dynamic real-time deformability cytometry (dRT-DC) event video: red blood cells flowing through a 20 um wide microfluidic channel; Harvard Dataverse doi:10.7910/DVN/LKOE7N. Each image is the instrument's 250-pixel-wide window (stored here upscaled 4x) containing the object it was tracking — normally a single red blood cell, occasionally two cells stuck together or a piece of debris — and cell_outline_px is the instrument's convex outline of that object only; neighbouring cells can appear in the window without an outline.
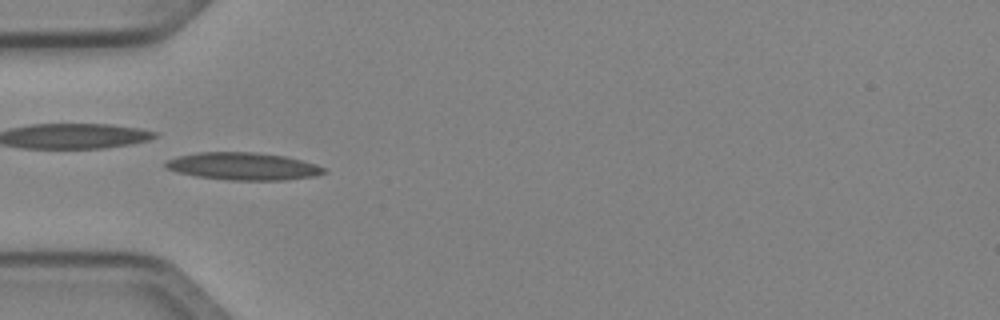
{"species": "Egyptian fruit bat (a non-hibernating species)", "species_latin": "Rousettus aegyptiacus", "temperature_condition": "cold", "stored_images_in_passage": 49, "camera_frame_rate_fps": 3000, "um_per_image_px": 0.085, "animal": {"sex": "female"}, "frame": {"image": 1, "passage_image": 15, "time_ms": 4.667, "image_size_px": [1000, 320], "cell_outline_px": [[328, 172], [316, 176], [284, 180], [228, 180], [196, 176], [176, 172], [164, 168], [164, 164], [168, 160], [176, 156], [196, 152], [252, 152], [284, 156], [316, 164], [324, 168]], "centroid_in_image_um": [20.64, 14.13], "position_along_channel_um": 64.4, "area_um2": 25.43}}
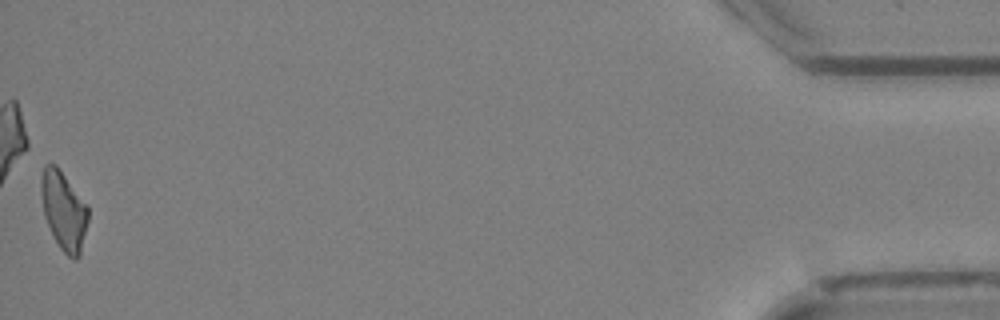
{"frame": {"image": 2, "passage_image": 49, "time_ms": 16.0, "image_size_px": [1000, 320], "cell_outline_px": [[88, 220], [80, 256], [76, 260], [72, 260], [60, 248], [44, 216], [40, 188], [40, 180], [44, 164], [56, 164], [88, 204]], "centroid_in_image_um": [5.43, 17.88], "position_along_channel_um": 429.8, "area_um2": 21.68}, "authors_computed_cell_mechanics": {"area_um2": 22.4842, "velocity_mm_per_s": 4.0676, "shape_relaxation_time_tau1_ms": null, "shape_relaxation_time_tau2_ms": 5.5977, "deformation_change_tau1": null, "deformation_change_tau2": 0.173}}